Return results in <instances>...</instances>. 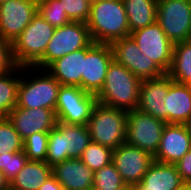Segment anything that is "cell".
Here are the masks:
<instances>
[{
  "mask_svg": "<svg viewBox=\"0 0 191 190\" xmlns=\"http://www.w3.org/2000/svg\"><path fill=\"white\" fill-rule=\"evenodd\" d=\"M169 88L170 77L167 73L156 78L142 80L137 109L166 123L164 98Z\"/></svg>",
  "mask_w": 191,
  "mask_h": 190,
  "instance_id": "18",
  "label": "cell"
},
{
  "mask_svg": "<svg viewBox=\"0 0 191 190\" xmlns=\"http://www.w3.org/2000/svg\"><path fill=\"white\" fill-rule=\"evenodd\" d=\"M85 56L86 48L76 50L52 62L46 68V71L61 85L78 86L81 88Z\"/></svg>",
  "mask_w": 191,
  "mask_h": 190,
  "instance_id": "21",
  "label": "cell"
},
{
  "mask_svg": "<svg viewBox=\"0 0 191 190\" xmlns=\"http://www.w3.org/2000/svg\"><path fill=\"white\" fill-rule=\"evenodd\" d=\"M166 123L189 124L191 122V90L187 84L170 78V88L164 98Z\"/></svg>",
  "mask_w": 191,
  "mask_h": 190,
  "instance_id": "20",
  "label": "cell"
},
{
  "mask_svg": "<svg viewBox=\"0 0 191 190\" xmlns=\"http://www.w3.org/2000/svg\"><path fill=\"white\" fill-rule=\"evenodd\" d=\"M5 1H7V0H0V4L3 3V2H5Z\"/></svg>",
  "mask_w": 191,
  "mask_h": 190,
  "instance_id": "41",
  "label": "cell"
},
{
  "mask_svg": "<svg viewBox=\"0 0 191 190\" xmlns=\"http://www.w3.org/2000/svg\"><path fill=\"white\" fill-rule=\"evenodd\" d=\"M153 162V155L126 142L112 153V163L130 189L141 182Z\"/></svg>",
  "mask_w": 191,
  "mask_h": 190,
  "instance_id": "13",
  "label": "cell"
},
{
  "mask_svg": "<svg viewBox=\"0 0 191 190\" xmlns=\"http://www.w3.org/2000/svg\"><path fill=\"white\" fill-rule=\"evenodd\" d=\"M16 66L12 56V43L0 38V75L9 72Z\"/></svg>",
  "mask_w": 191,
  "mask_h": 190,
  "instance_id": "34",
  "label": "cell"
},
{
  "mask_svg": "<svg viewBox=\"0 0 191 190\" xmlns=\"http://www.w3.org/2000/svg\"><path fill=\"white\" fill-rule=\"evenodd\" d=\"M92 39L84 22H71L55 28L43 57L32 67L45 70L52 62L76 50L86 48ZM42 67V68H41Z\"/></svg>",
  "mask_w": 191,
  "mask_h": 190,
  "instance_id": "6",
  "label": "cell"
},
{
  "mask_svg": "<svg viewBox=\"0 0 191 190\" xmlns=\"http://www.w3.org/2000/svg\"><path fill=\"white\" fill-rule=\"evenodd\" d=\"M112 60L113 54L110 44L92 41L86 47L81 89L97 95L104 85L107 70Z\"/></svg>",
  "mask_w": 191,
  "mask_h": 190,
  "instance_id": "14",
  "label": "cell"
},
{
  "mask_svg": "<svg viewBox=\"0 0 191 190\" xmlns=\"http://www.w3.org/2000/svg\"><path fill=\"white\" fill-rule=\"evenodd\" d=\"M38 190H64L56 178L51 175Z\"/></svg>",
  "mask_w": 191,
  "mask_h": 190,
  "instance_id": "36",
  "label": "cell"
},
{
  "mask_svg": "<svg viewBox=\"0 0 191 190\" xmlns=\"http://www.w3.org/2000/svg\"><path fill=\"white\" fill-rule=\"evenodd\" d=\"M24 141L7 117H0V154L23 150Z\"/></svg>",
  "mask_w": 191,
  "mask_h": 190,
  "instance_id": "30",
  "label": "cell"
},
{
  "mask_svg": "<svg viewBox=\"0 0 191 190\" xmlns=\"http://www.w3.org/2000/svg\"><path fill=\"white\" fill-rule=\"evenodd\" d=\"M51 175L52 167L46 162L28 160L9 183V190H38Z\"/></svg>",
  "mask_w": 191,
  "mask_h": 190,
  "instance_id": "23",
  "label": "cell"
},
{
  "mask_svg": "<svg viewBox=\"0 0 191 190\" xmlns=\"http://www.w3.org/2000/svg\"><path fill=\"white\" fill-rule=\"evenodd\" d=\"M42 71L45 73L38 72L41 76L36 74L31 80L20 79L16 107L55 110L61 84L49 72Z\"/></svg>",
  "mask_w": 191,
  "mask_h": 190,
  "instance_id": "9",
  "label": "cell"
},
{
  "mask_svg": "<svg viewBox=\"0 0 191 190\" xmlns=\"http://www.w3.org/2000/svg\"><path fill=\"white\" fill-rule=\"evenodd\" d=\"M24 141L37 132H50L56 124L55 110L46 108L15 107L7 116Z\"/></svg>",
  "mask_w": 191,
  "mask_h": 190,
  "instance_id": "16",
  "label": "cell"
},
{
  "mask_svg": "<svg viewBox=\"0 0 191 190\" xmlns=\"http://www.w3.org/2000/svg\"><path fill=\"white\" fill-rule=\"evenodd\" d=\"M86 25L95 43L110 44L131 34L123 0H92Z\"/></svg>",
  "mask_w": 191,
  "mask_h": 190,
  "instance_id": "1",
  "label": "cell"
},
{
  "mask_svg": "<svg viewBox=\"0 0 191 190\" xmlns=\"http://www.w3.org/2000/svg\"><path fill=\"white\" fill-rule=\"evenodd\" d=\"M184 182L175 164L154 161L134 190H178Z\"/></svg>",
  "mask_w": 191,
  "mask_h": 190,
  "instance_id": "22",
  "label": "cell"
},
{
  "mask_svg": "<svg viewBox=\"0 0 191 190\" xmlns=\"http://www.w3.org/2000/svg\"><path fill=\"white\" fill-rule=\"evenodd\" d=\"M130 36L147 58L156 62L165 73L169 71L174 44L157 22L131 32Z\"/></svg>",
  "mask_w": 191,
  "mask_h": 190,
  "instance_id": "12",
  "label": "cell"
},
{
  "mask_svg": "<svg viewBox=\"0 0 191 190\" xmlns=\"http://www.w3.org/2000/svg\"><path fill=\"white\" fill-rule=\"evenodd\" d=\"M187 85L189 86V88L191 90V81Z\"/></svg>",
  "mask_w": 191,
  "mask_h": 190,
  "instance_id": "40",
  "label": "cell"
},
{
  "mask_svg": "<svg viewBox=\"0 0 191 190\" xmlns=\"http://www.w3.org/2000/svg\"><path fill=\"white\" fill-rule=\"evenodd\" d=\"M38 0H7L0 4V38L14 42L37 14Z\"/></svg>",
  "mask_w": 191,
  "mask_h": 190,
  "instance_id": "15",
  "label": "cell"
},
{
  "mask_svg": "<svg viewBox=\"0 0 191 190\" xmlns=\"http://www.w3.org/2000/svg\"><path fill=\"white\" fill-rule=\"evenodd\" d=\"M130 33L156 22L158 0H123Z\"/></svg>",
  "mask_w": 191,
  "mask_h": 190,
  "instance_id": "24",
  "label": "cell"
},
{
  "mask_svg": "<svg viewBox=\"0 0 191 190\" xmlns=\"http://www.w3.org/2000/svg\"><path fill=\"white\" fill-rule=\"evenodd\" d=\"M110 47L113 59L141 80L156 78L165 74L156 62L141 52L131 36L112 41Z\"/></svg>",
  "mask_w": 191,
  "mask_h": 190,
  "instance_id": "11",
  "label": "cell"
},
{
  "mask_svg": "<svg viewBox=\"0 0 191 190\" xmlns=\"http://www.w3.org/2000/svg\"><path fill=\"white\" fill-rule=\"evenodd\" d=\"M0 190H9V181L5 178V175L0 170Z\"/></svg>",
  "mask_w": 191,
  "mask_h": 190,
  "instance_id": "37",
  "label": "cell"
},
{
  "mask_svg": "<svg viewBox=\"0 0 191 190\" xmlns=\"http://www.w3.org/2000/svg\"><path fill=\"white\" fill-rule=\"evenodd\" d=\"M96 103V95L78 86L61 85L55 107L57 122L87 125Z\"/></svg>",
  "mask_w": 191,
  "mask_h": 190,
  "instance_id": "7",
  "label": "cell"
},
{
  "mask_svg": "<svg viewBox=\"0 0 191 190\" xmlns=\"http://www.w3.org/2000/svg\"><path fill=\"white\" fill-rule=\"evenodd\" d=\"M167 74L175 82L188 84L191 81V40L174 44Z\"/></svg>",
  "mask_w": 191,
  "mask_h": 190,
  "instance_id": "25",
  "label": "cell"
},
{
  "mask_svg": "<svg viewBox=\"0 0 191 190\" xmlns=\"http://www.w3.org/2000/svg\"><path fill=\"white\" fill-rule=\"evenodd\" d=\"M112 153V149L91 142L80 159L91 171L95 172L112 162Z\"/></svg>",
  "mask_w": 191,
  "mask_h": 190,
  "instance_id": "29",
  "label": "cell"
},
{
  "mask_svg": "<svg viewBox=\"0 0 191 190\" xmlns=\"http://www.w3.org/2000/svg\"><path fill=\"white\" fill-rule=\"evenodd\" d=\"M91 143L87 125L57 122L50 130L46 163L53 167L69 158H80Z\"/></svg>",
  "mask_w": 191,
  "mask_h": 190,
  "instance_id": "4",
  "label": "cell"
},
{
  "mask_svg": "<svg viewBox=\"0 0 191 190\" xmlns=\"http://www.w3.org/2000/svg\"><path fill=\"white\" fill-rule=\"evenodd\" d=\"M183 182L191 183V149L175 164Z\"/></svg>",
  "mask_w": 191,
  "mask_h": 190,
  "instance_id": "35",
  "label": "cell"
},
{
  "mask_svg": "<svg viewBox=\"0 0 191 190\" xmlns=\"http://www.w3.org/2000/svg\"><path fill=\"white\" fill-rule=\"evenodd\" d=\"M49 132H37L24 140L23 151L30 161L46 162Z\"/></svg>",
  "mask_w": 191,
  "mask_h": 190,
  "instance_id": "31",
  "label": "cell"
},
{
  "mask_svg": "<svg viewBox=\"0 0 191 190\" xmlns=\"http://www.w3.org/2000/svg\"><path fill=\"white\" fill-rule=\"evenodd\" d=\"M165 122L134 109L128 112L125 142L155 155L160 144Z\"/></svg>",
  "mask_w": 191,
  "mask_h": 190,
  "instance_id": "10",
  "label": "cell"
},
{
  "mask_svg": "<svg viewBox=\"0 0 191 190\" xmlns=\"http://www.w3.org/2000/svg\"><path fill=\"white\" fill-rule=\"evenodd\" d=\"M127 115L125 110L97 102L87 123L91 142L112 150L125 143Z\"/></svg>",
  "mask_w": 191,
  "mask_h": 190,
  "instance_id": "5",
  "label": "cell"
},
{
  "mask_svg": "<svg viewBox=\"0 0 191 190\" xmlns=\"http://www.w3.org/2000/svg\"><path fill=\"white\" fill-rule=\"evenodd\" d=\"M51 26L38 12L22 33L12 42V56L19 67H33L44 55L54 34Z\"/></svg>",
  "mask_w": 191,
  "mask_h": 190,
  "instance_id": "3",
  "label": "cell"
},
{
  "mask_svg": "<svg viewBox=\"0 0 191 190\" xmlns=\"http://www.w3.org/2000/svg\"><path fill=\"white\" fill-rule=\"evenodd\" d=\"M28 158L23 150L16 153L0 154V170L9 183L26 165Z\"/></svg>",
  "mask_w": 191,
  "mask_h": 190,
  "instance_id": "32",
  "label": "cell"
},
{
  "mask_svg": "<svg viewBox=\"0 0 191 190\" xmlns=\"http://www.w3.org/2000/svg\"><path fill=\"white\" fill-rule=\"evenodd\" d=\"M25 68L16 66L9 72L0 75V117H6L16 107L20 78L14 77L17 75L12 74H15L14 71L23 69L26 71L31 67Z\"/></svg>",
  "mask_w": 191,
  "mask_h": 190,
  "instance_id": "26",
  "label": "cell"
},
{
  "mask_svg": "<svg viewBox=\"0 0 191 190\" xmlns=\"http://www.w3.org/2000/svg\"><path fill=\"white\" fill-rule=\"evenodd\" d=\"M69 19L86 23L91 10L92 0H59Z\"/></svg>",
  "mask_w": 191,
  "mask_h": 190,
  "instance_id": "33",
  "label": "cell"
},
{
  "mask_svg": "<svg viewBox=\"0 0 191 190\" xmlns=\"http://www.w3.org/2000/svg\"><path fill=\"white\" fill-rule=\"evenodd\" d=\"M156 15L173 44L191 40V0H158Z\"/></svg>",
  "mask_w": 191,
  "mask_h": 190,
  "instance_id": "8",
  "label": "cell"
},
{
  "mask_svg": "<svg viewBox=\"0 0 191 190\" xmlns=\"http://www.w3.org/2000/svg\"><path fill=\"white\" fill-rule=\"evenodd\" d=\"M52 175L64 190H91L94 172L80 158H69L52 167Z\"/></svg>",
  "mask_w": 191,
  "mask_h": 190,
  "instance_id": "19",
  "label": "cell"
},
{
  "mask_svg": "<svg viewBox=\"0 0 191 190\" xmlns=\"http://www.w3.org/2000/svg\"><path fill=\"white\" fill-rule=\"evenodd\" d=\"M37 12L54 28L72 22L59 0H38Z\"/></svg>",
  "mask_w": 191,
  "mask_h": 190,
  "instance_id": "28",
  "label": "cell"
},
{
  "mask_svg": "<svg viewBox=\"0 0 191 190\" xmlns=\"http://www.w3.org/2000/svg\"><path fill=\"white\" fill-rule=\"evenodd\" d=\"M178 190H191V183L184 182Z\"/></svg>",
  "mask_w": 191,
  "mask_h": 190,
  "instance_id": "38",
  "label": "cell"
},
{
  "mask_svg": "<svg viewBox=\"0 0 191 190\" xmlns=\"http://www.w3.org/2000/svg\"><path fill=\"white\" fill-rule=\"evenodd\" d=\"M191 149L188 124L166 123L154 161L176 164Z\"/></svg>",
  "mask_w": 191,
  "mask_h": 190,
  "instance_id": "17",
  "label": "cell"
},
{
  "mask_svg": "<svg viewBox=\"0 0 191 190\" xmlns=\"http://www.w3.org/2000/svg\"><path fill=\"white\" fill-rule=\"evenodd\" d=\"M141 82V79L113 59L104 85L96 95L97 102L127 112L137 109Z\"/></svg>",
  "mask_w": 191,
  "mask_h": 190,
  "instance_id": "2",
  "label": "cell"
},
{
  "mask_svg": "<svg viewBox=\"0 0 191 190\" xmlns=\"http://www.w3.org/2000/svg\"><path fill=\"white\" fill-rule=\"evenodd\" d=\"M188 128H189V131H190V134H191V122L188 124Z\"/></svg>",
  "mask_w": 191,
  "mask_h": 190,
  "instance_id": "39",
  "label": "cell"
},
{
  "mask_svg": "<svg viewBox=\"0 0 191 190\" xmlns=\"http://www.w3.org/2000/svg\"><path fill=\"white\" fill-rule=\"evenodd\" d=\"M93 188L100 190H129L114 164L104 166L94 172Z\"/></svg>",
  "mask_w": 191,
  "mask_h": 190,
  "instance_id": "27",
  "label": "cell"
}]
</instances>
